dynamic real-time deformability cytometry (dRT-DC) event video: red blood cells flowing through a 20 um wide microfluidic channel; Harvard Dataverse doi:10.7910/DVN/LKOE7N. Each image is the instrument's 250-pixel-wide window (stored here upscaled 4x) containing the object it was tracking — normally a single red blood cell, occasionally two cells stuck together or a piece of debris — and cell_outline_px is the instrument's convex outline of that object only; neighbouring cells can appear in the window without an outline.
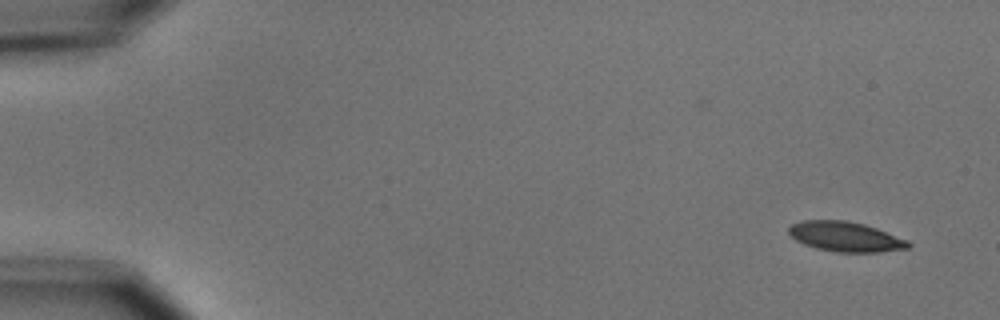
{"species": "common noctule bat (a hibernating species)", "species_latin": "Nyctalus noctula", "temperature_condition": "cold", "stored_images_in_passage": 8, "camera_frame_rate_fps": 3000, "um_per_image_px": 0.085, "animal": {"sex": "male", "body_mass_g": 15.6}, "frame": {"image": 1, "passage_image": 1, "time_ms": 0.0, "image_size_px": [1000, 320], "cell_outline_px": [[912, 244], [908, 248], [880, 252], [836, 252], [816, 248], [804, 244], [796, 240], [788, 232], [788, 228], [792, 224], [800, 220], [848, 220], [864, 224], [876, 228], [908, 240]], "centroid_in_image_um": [71.86, 20.11], "position_along_channel_um": 13.1, "area_um2": 20.87}}
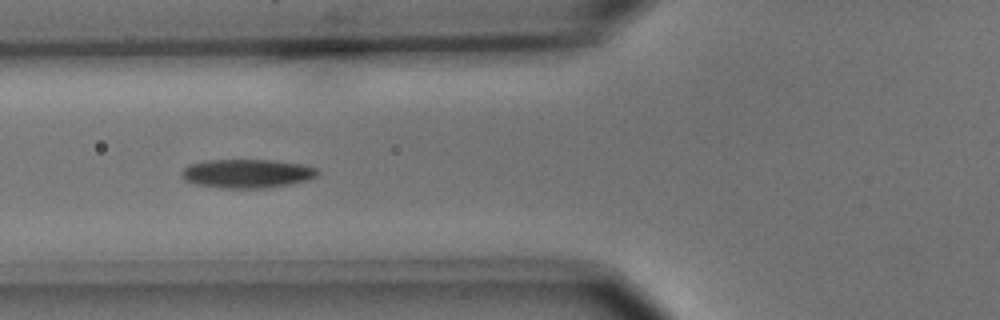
{"frame": {"image": 2, "passage_image": 6, "time_ms": 6.0, "image_size_px": [1000, 320], "cell_outline_px": [[320, 172], [316, 176], [308, 180], [268, 188], [220, 188], [196, 184], [180, 176], [180, 172], [188, 164], [204, 160], [272, 160], [300, 164], [316, 168]], "centroid_in_image_um": [20.98, 14.75], "position_along_channel_um": 104.8, "area_um2": 22.83}}
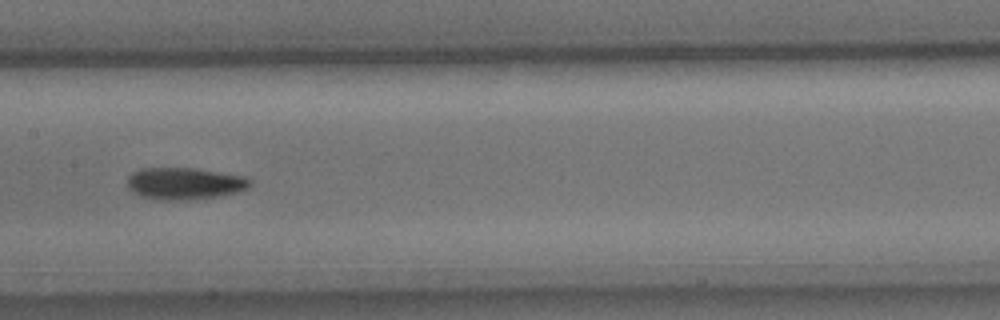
{"frame": {"image": 3, "passage_image": 8, "time_ms": 8.333, "image_size_px": [1000, 320], "cell_outline_px": [[252, 184], [248, 188], [236, 192], [220, 196], [176, 200], [160, 200], [140, 196], [128, 188], [128, 176], [132, 172], [140, 168], [192, 168], [244, 176], [252, 180]], "centroid_in_image_um": [15.68, 15.59], "position_along_channel_um": 191.7, "area_um2": 22.72}}